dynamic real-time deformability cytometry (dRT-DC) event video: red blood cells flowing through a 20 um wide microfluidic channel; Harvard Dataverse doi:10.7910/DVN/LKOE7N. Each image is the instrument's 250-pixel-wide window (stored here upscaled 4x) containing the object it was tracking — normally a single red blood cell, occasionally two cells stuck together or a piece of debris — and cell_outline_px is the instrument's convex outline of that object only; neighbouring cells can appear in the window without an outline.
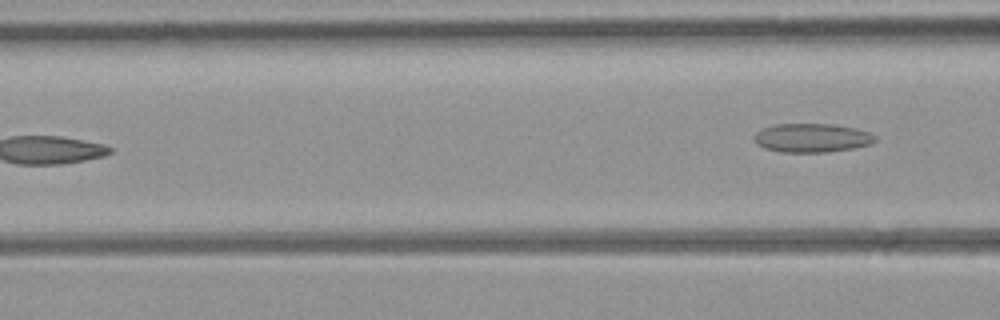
{"species": "common noctule bat (a hibernating species)", "species_latin": "Nyctalus noctula", "temperature_condition": "room temperature", "stored_images_in_passage": 7, "camera_frame_rate_fps": 3000, "um_per_image_px": 0.085, "animal": {"sex": "female", "body_mass_g": 21.9}, "frame": {"image": 1, "passage_image": 7, "time_ms": 7.0, "image_size_px": [1000, 320], "cell_outline_px": [[876, 140], [868, 144], [852, 148], [828, 152], [780, 152], [764, 148], [756, 144], [752, 136], [756, 132], [764, 128], [776, 124], [832, 124], [856, 128], [868, 132], [876, 136]], "centroid_in_image_um": [68.97, 11.72], "position_along_channel_um": 97.6, "area_um2": 20.29}}